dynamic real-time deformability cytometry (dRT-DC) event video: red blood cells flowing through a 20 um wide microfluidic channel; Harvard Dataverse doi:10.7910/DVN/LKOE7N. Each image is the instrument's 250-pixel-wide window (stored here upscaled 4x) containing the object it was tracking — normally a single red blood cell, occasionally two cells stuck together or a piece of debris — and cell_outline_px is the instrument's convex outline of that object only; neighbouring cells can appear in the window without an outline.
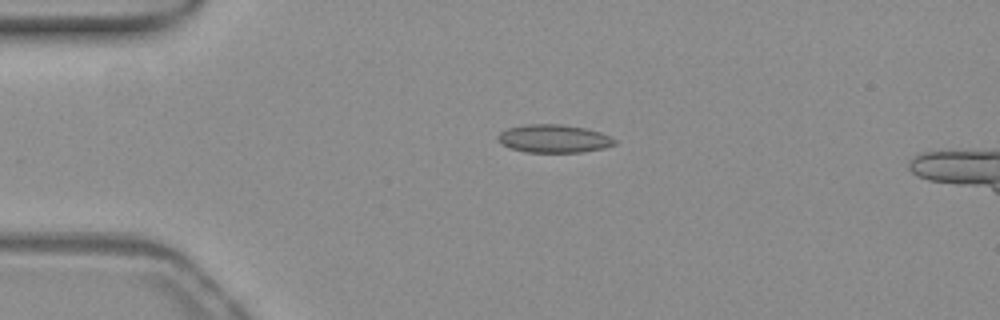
{"species": "common noctule bat (a hibernating species)", "species_latin": "Nyctalus noctula", "temperature_condition": "warm", "stored_images_in_passage": 43, "camera_frame_rate_fps": 3000, "um_per_image_px": 0.085, "animal": {"sex": "female", "body_mass_g": 19.3, "forearm_length_mm": 54.1}, "frame": {"image": 1, "passage_image": 2, "time_ms": 0.333, "image_size_px": [1000, 320], "cell_outline_px": [[616, 144], [604, 148], [580, 152], [524, 152], [508, 148], [500, 144], [496, 140], [496, 136], [500, 132], [508, 128], [524, 124], [560, 124], [584, 128], [600, 132], [616, 140]], "centroid_in_image_um": [47.0, 11.79], "position_along_channel_um": 38.0, "area_um2": 19.25}}
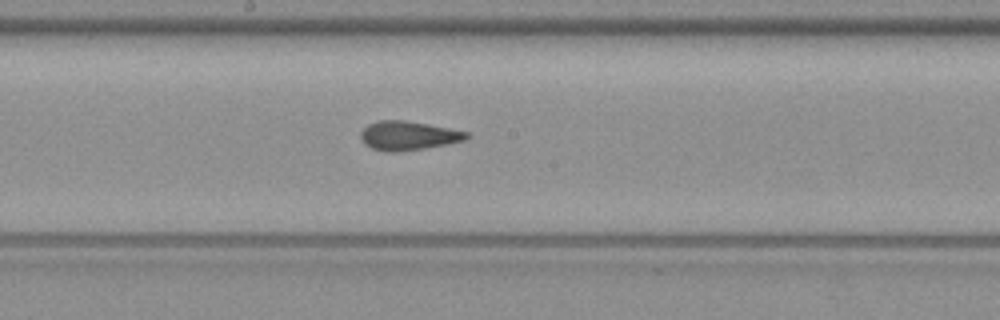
{"frame": {"image": 2, "passage_image": 18, "time_ms": 5.667, "image_size_px": [1000, 320], "cell_outline_px": [[472, 136], [464, 140], [424, 148], [396, 152], [384, 152], [372, 148], [364, 144], [360, 136], [360, 132], [368, 124], [380, 120], [404, 120], [428, 124], [468, 132]], "centroid_in_image_um": [34.67, 11.53], "position_along_channel_um": 213.5, "area_um2": 17.8}}
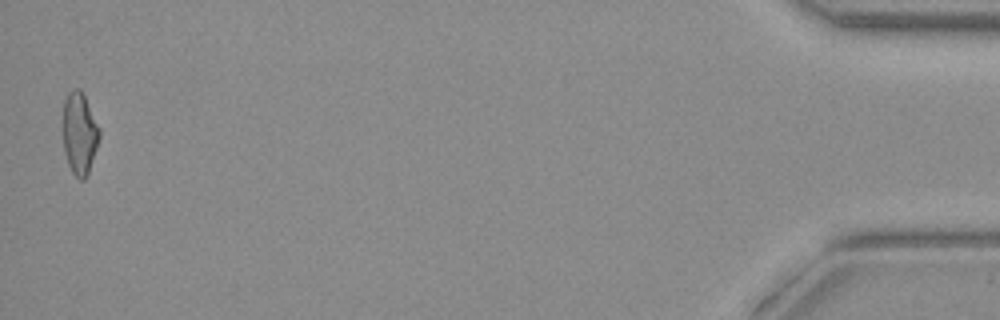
{"frame": {"image": 3, "passage_image": 42, "time_ms": 13.667, "image_size_px": [1000, 320], "cell_outline_px": [[100, 136], [88, 172], [84, 180], [80, 180], [72, 172], [68, 164], [64, 152], [64, 100], [68, 92], [72, 88], [80, 88], [100, 128]], "centroid_in_image_um": [6.76, 11.32], "position_along_channel_um": 428.4, "area_um2": 17.17}}